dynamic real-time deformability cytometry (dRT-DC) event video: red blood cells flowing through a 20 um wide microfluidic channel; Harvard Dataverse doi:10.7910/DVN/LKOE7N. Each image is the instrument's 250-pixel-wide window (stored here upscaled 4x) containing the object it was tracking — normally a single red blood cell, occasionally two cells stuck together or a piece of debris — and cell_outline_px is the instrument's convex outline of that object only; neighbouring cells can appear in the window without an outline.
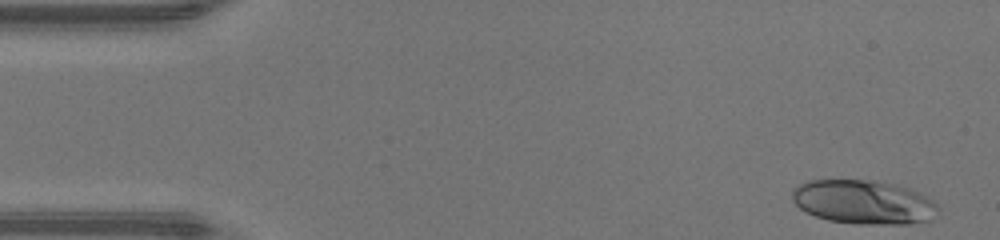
{"species": "human", "species_latin": "Homo sapiens", "temperature_condition": "warm", "stored_images_in_passage": 46, "camera_frame_rate_fps": 3000, "um_per_image_px": 0.085, "donor": {"sex": "male"}, "frame": {"image": 1, "passage_image": 1, "time_ms": 0.0, "image_size_px": [1000, 240], "cell_outline_px": [[940, 208], [932, 220], [908, 224], [860, 224], [828, 220], [816, 216], [800, 208], [792, 200], [792, 188], [808, 180], [872, 180], [896, 184], [920, 192], [932, 200]], "centroid_in_image_um": [73.43, 17.17], "position_along_channel_um": 11.6, "area_um2": 37.63}}
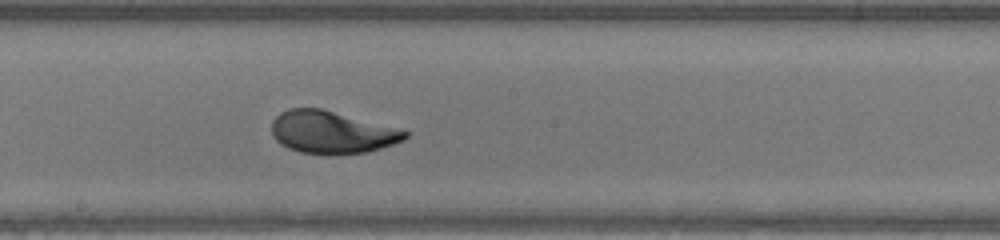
{"frame": {"image": 2, "passage_image": 24, "time_ms": 7.667, "image_size_px": [1000, 240], "cell_outline_px": [[408, 136], [404, 140], [368, 152], [336, 156], [300, 152], [288, 148], [280, 144], [272, 136], [272, 120], [280, 112], [288, 108], [320, 108], [408, 132]], "centroid_in_image_um": [28.13, 11.27], "position_along_channel_um": 220.1, "area_um2": 32.83}}
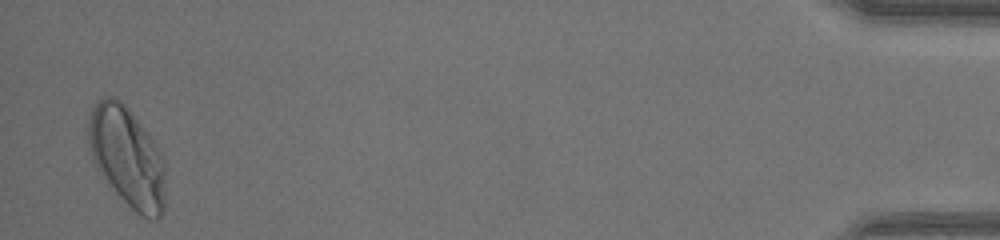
{"frame": {"image": 3, "passage_image": 45, "time_ms": 14.667, "image_size_px": [1000, 240], "cell_outline_px": [[164, 212], [156, 220], [148, 220], [140, 216], [112, 192], [100, 176], [92, 156], [88, 144], [88, 120], [92, 104], [104, 96], [112, 96], [120, 100], [128, 108], [156, 144], [164, 156]], "centroid_in_image_um": [10.79, 13.38], "position_along_channel_um": 424.4, "area_um2": 45.66}, "authors_computed_cell_mechanics": {"area_um2": 33.6685, "velocity_mm_per_s": 4.3133, "shape_relaxation_time_tau1_ms": 2.6715, "shape_relaxation_time_tau2_ms": null, "deformation_change_tau1": 0.1624, "deformation_change_tau2": null}}